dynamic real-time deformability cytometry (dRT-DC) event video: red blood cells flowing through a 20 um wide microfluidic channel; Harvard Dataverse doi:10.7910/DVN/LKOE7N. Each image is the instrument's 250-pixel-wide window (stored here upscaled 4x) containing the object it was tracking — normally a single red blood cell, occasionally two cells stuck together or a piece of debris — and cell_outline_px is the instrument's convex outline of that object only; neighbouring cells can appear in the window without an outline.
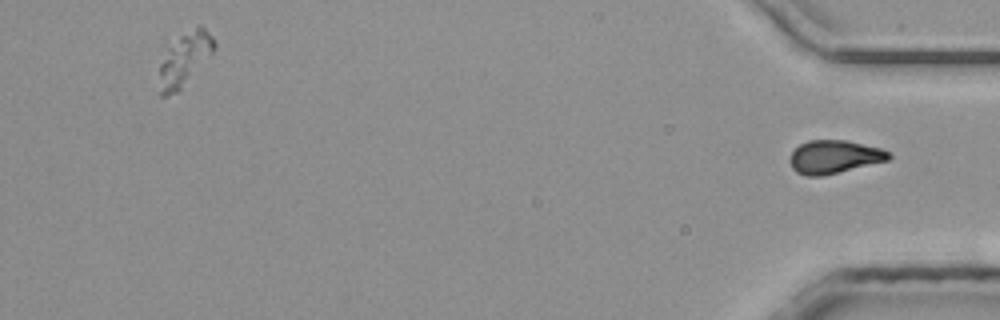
{"species": "common noctule bat (a hibernating species)", "species_latin": "Nyctalus noctula", "temperature_condition": "room temperature", "stored_images_in_passage": 36, "segment_of_instrument_passage": [2, 2], "camera_frame_rate_fps": 3000, "um_per_image_px": 0.085, "animal": {"sex": "male", "body_mass_g": 20.4}, "frame": {"image": 1, "passage_image": 36, "time_ms": 11.667, "image_size_px": [1000, 320], "cell_outline_px": [[892, 156], [888, 160], [824, 176], [804, 176], [796, 172], [792, 168], [792, 152], [800, 144], [808, 140], [844, 140], [880, 148], [888, 152]], "centroid_in_image_um": [70.91, 13.34], "position_along_channel_um": 364.3, "area_um2": 18.9}}